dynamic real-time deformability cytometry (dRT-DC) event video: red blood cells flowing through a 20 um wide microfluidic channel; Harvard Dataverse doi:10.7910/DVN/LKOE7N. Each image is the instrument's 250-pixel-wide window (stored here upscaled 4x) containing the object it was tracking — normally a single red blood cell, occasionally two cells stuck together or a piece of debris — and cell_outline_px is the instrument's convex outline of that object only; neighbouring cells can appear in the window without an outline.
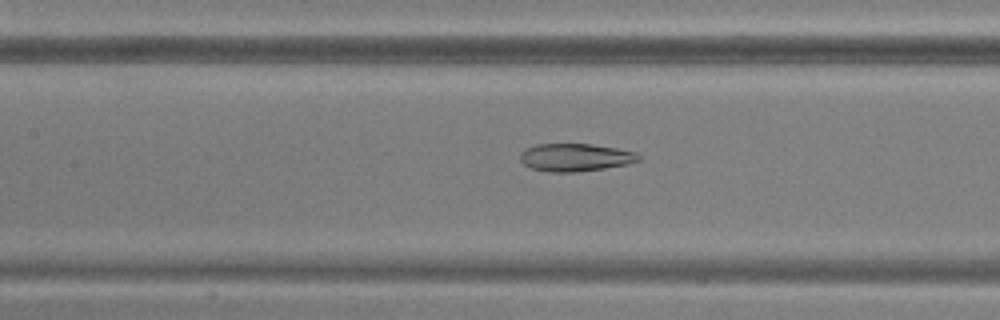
{"species": "common noctule bat (a hibernating species)", "species_latin": "Nyctalus noctula", "temperature_condition": "warm", "stored_images_in_passage": 31, "camera_frame_rate_fps": 3000, "um_per_image_px": 0.085, "animal": {"sex": "male", "body_mass_g": 20.5, "forearm_length_mm": 52.5}, "frame": {"image": 1, "passage_image": 11, "time_ms": 3.333, "image_size_px": [1000, 320], "cell_outline_px": [[640, 160], [628, 164], [604, 168], [576, 172], [548, 172], [532, 168], [524, 164], [520, 160], [520, 152], [524, 148], [536, 144], [592, 144], [616, 148], [636, 152], [640, 156]], "centroid_in_image_um": [48.88, 13.37], "position_along_channel_um": 158.5, "area_um2": 19.25}}
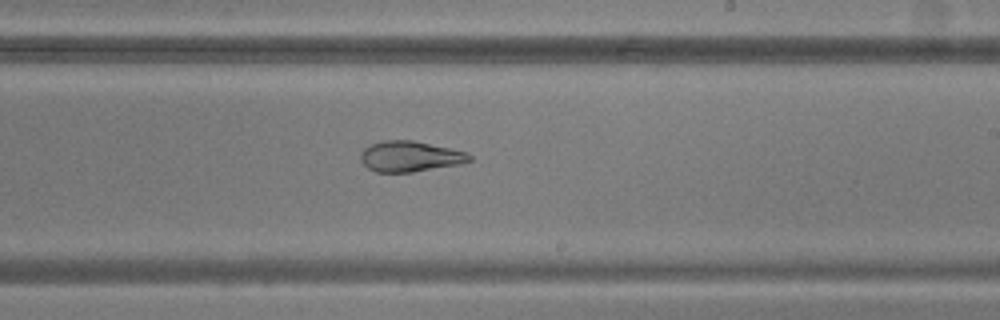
{"frame": {"image": 2, "passage_image": 18, "time_ms": 5.667, "image_size_px": [1000, 320], "cell_outline_px": [[472, 160], [460, 164], [412, 172], [376, 172], [368, 168], [360, 160], [360, 152], [364, 148], [380, 140], [412, 140], [452, 148], [468, 152], [472, 156]], "centroid_in_image_um": [34.86, 13.29], "position_along_channel_um": 254.1, "area_um2": 19.59}}
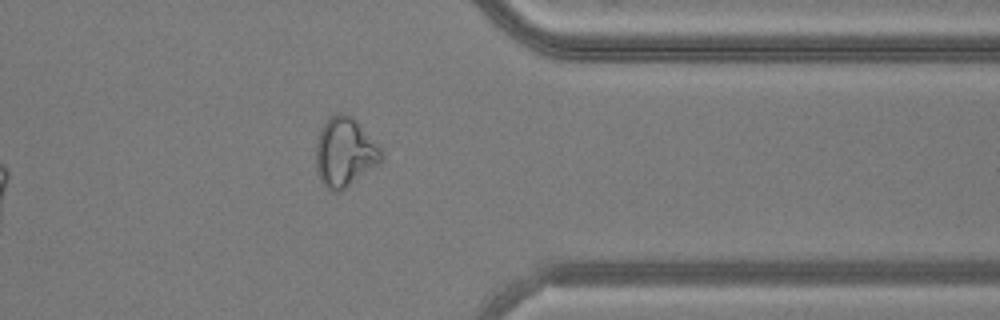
{"frame": {"image": 3, "passage_image": 28, "time_ms": 9.0, "image_size_px": [1000, 320], "cell_outline_px": [[384, 160], [380, 164], [340, 192], [332, 192], [320, 180], [316, 172], [316, 144], [320, 128], [336, 112], [340, 112], [352, 116], [356, 120], [384, 152]], "centroid_in_image_um": [29.32, 12.96], "position_along_channel_um": 382.1, "area_um2": 26.59}}